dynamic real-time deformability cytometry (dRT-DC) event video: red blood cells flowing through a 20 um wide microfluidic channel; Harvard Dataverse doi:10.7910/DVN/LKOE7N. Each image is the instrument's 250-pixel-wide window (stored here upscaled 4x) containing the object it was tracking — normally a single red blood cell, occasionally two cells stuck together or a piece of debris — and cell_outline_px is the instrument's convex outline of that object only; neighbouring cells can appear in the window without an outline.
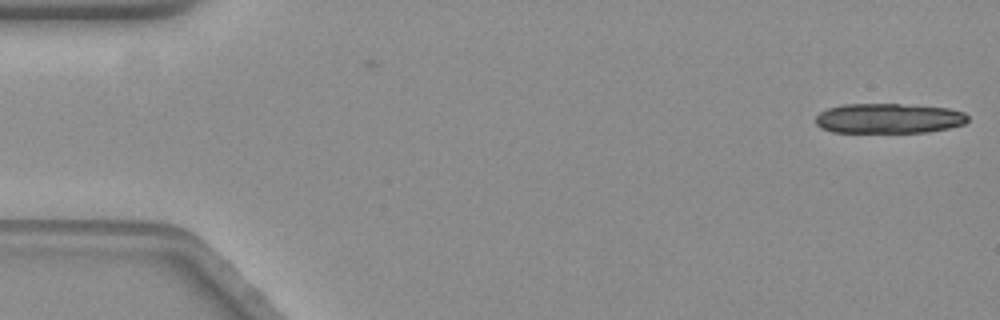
{"species": "common noctule bat (a hibernating species)", "species_latin": "Nyctalus noctula", "temperature_condition": "warm", "stored_images_in_passage": 3, "camera_frame_rate_fps": 3000, "um_per_image_px": 0.085, "animal": {"sex": "female", "body_mass_g": 19.3, "forearm_length_mm": 54.1}, "frame": {"image": 1, "passage_image": 3, "time_ms": 0.667, "image_size_px": [1000, 320], "cell_outline_px": [[968, 120], [964, 124], [948, 128], [928, 132], [832, 132], [820, 128], [816, 124], [816, 116], [820, 112], [828, 108], [840, 104], [900, 104], [948, 108], [964, 112], [968, 116]], "centroid_in_image_um": [75.52, 10.06], "position_along_channel_um": 9.5, "area_um2": 26.65}}